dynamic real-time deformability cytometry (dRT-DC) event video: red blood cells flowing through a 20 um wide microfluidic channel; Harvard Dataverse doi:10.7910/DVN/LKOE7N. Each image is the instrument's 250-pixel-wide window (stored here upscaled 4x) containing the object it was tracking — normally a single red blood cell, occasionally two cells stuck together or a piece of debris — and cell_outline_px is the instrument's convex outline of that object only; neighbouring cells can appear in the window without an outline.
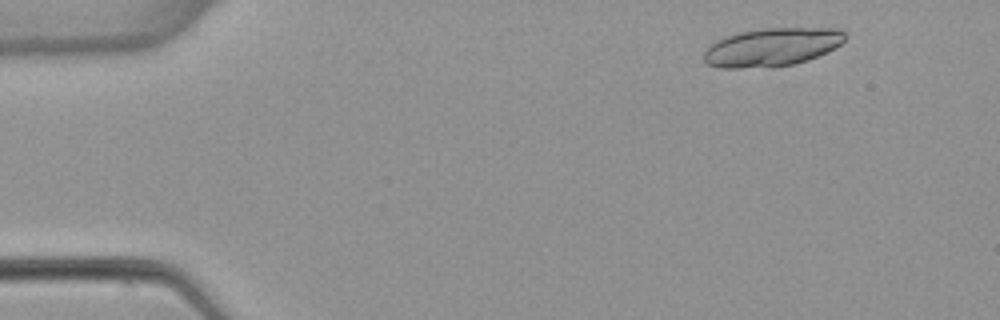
{"species": "common noctule bat (a hibernating species)", "species_latin": "Nyctalus noctula", "temperature_condition": "warm", "stored_images_in_passage": 4, "camera_frame_rate_fps": 3000, "um_per_image_px": 0.085, "animal": {"sex": "female", "body_mass_g": 22.7, "forearm_length_mm": 54.2}, "frame": {"image": 1, "passage_image": 1, "time_ms": 0.0, "image_size_px": [1000, 320], "cell_outline_px": [[848, 36], [840, 44], [808, 60], [792, 64], [772, 68], [720, 68], [708, 64], [704, 60], [704, 52], [716, 40], [740, 32], [764, 28], [840, 28]], "centroid_in_image_um": [65.62, 4.01], "position_along_channel_um": 19.4, "area_um2": 31.44}}